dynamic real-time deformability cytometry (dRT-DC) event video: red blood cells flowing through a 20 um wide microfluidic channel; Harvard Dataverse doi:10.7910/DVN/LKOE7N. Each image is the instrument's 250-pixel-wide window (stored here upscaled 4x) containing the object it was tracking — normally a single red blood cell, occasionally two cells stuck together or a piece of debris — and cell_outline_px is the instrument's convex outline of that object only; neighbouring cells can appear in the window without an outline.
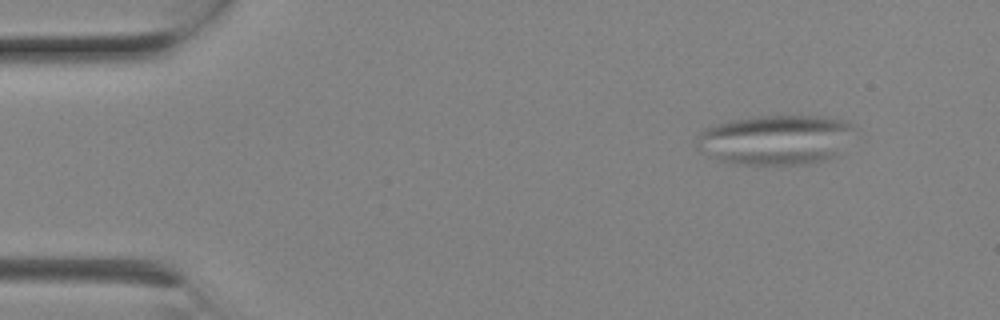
{"species": "Egyptian fruit bat (a non-hibernating species)", "species_latin": "Rousettus aegyptiacus", "temperature_condition": "room temperature", "stored_images_in_passage": 8, "camera_frame_rate_fps": 3000, "um_per_image_px": 0.085, "animal": {"sex": "female"}, "frame": {"image": 1, "passage_image": 2, "time_ms": 0.333, "image_size_px": [1000, 320], "cell_outline_px": [[856, 128], [840, 156], [828, 160], [808, 164], [728, 164], [716, 160], [700, 152], [696, 148], [696, 136], [704, 128], [716, 124], [732, 120], [756, 116], [828, 116], [844, 120], [856, 124]], "centroid_in_image_um": [65.96, 11.89], "position_along_channel_um": 19.0, "area_um2": 47.05}}
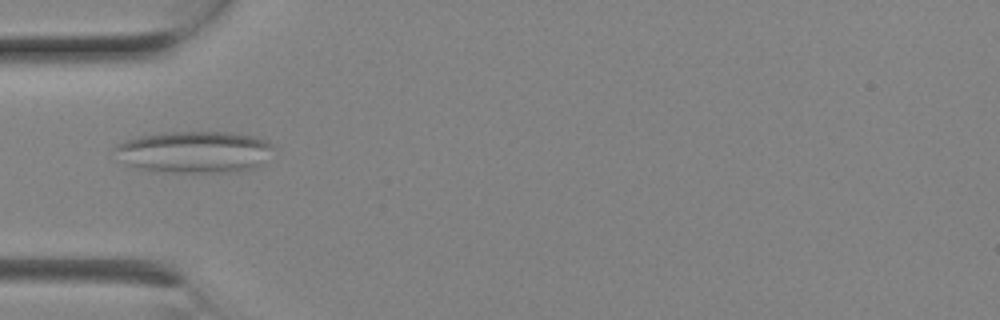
{"frame": {"image": 2, "passage_image": 6, "time_ms": 1.667, "image_size_px": [1000, 320], "cell_outline_px": [[276, 148], [264, 164], [256, 168], [240, 172], [156, 172], [124, 164], [116, 160], [112, 148], [116, 144], [140, 136], [168, 132], [228, 132], [256, 136], [268, 140], [276, 144]], "centroid_in_image_um": [16.57, 12.93], "position_along_channel_um": 68.4, "area_um2": 39.71}}